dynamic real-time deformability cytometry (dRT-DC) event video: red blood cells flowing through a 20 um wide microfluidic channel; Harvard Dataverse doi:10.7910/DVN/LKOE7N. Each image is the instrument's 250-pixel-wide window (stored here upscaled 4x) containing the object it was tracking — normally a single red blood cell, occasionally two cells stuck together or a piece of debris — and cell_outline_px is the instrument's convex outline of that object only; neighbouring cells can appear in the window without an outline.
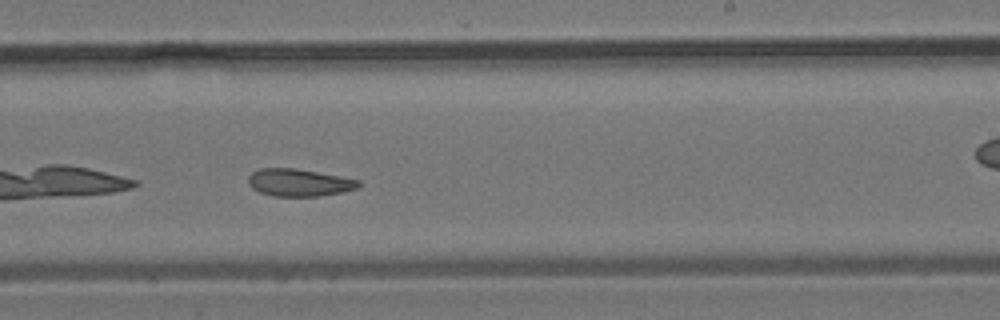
{"species": "common noctule bat (a hibernating species)", "species_latin": "Nyctalus noctula", "temperature_condition": "room temperature", "stored_images_in_passage": 39, "camera_frame_rate_fps": 3000, "um_per_image_px": 0.085, "animal": {"sex": "male", "body_mass_g": 19.2, "forearm_length_mm": 51.8}, "frame": {"image": 1, "passage_image": 23, "time_ms": 7.333, "image_size_px": [1000, 320], "cell_outline_px": [[360, 188], [320, 196], [272, 196], [260, 192], [252, 188], [248, 184], [248, 176], [252, 172], [260, 168], [296, 168], [340, 176], [360, 180]], "centroid_in_image_um": [25.41, 15.51], "position_along_channel_um": 263.6, "area_um2": 17.69}}